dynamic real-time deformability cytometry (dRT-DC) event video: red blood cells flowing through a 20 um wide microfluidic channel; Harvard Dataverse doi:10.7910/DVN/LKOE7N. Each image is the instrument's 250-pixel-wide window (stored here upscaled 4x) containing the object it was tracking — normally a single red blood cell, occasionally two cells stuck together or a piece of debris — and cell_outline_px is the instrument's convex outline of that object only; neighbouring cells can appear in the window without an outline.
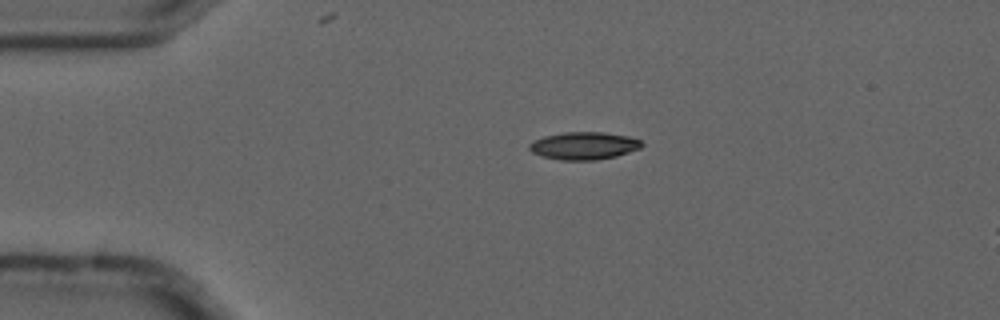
{"species": "common noctule bat (a hibernating species)", "species_latin": "Nyctalus noctula", "temperature_condition": "cold", "stored_images_in_passage": 3, "segment_of_instrument_passage": [1, 2], "camera_frame_rate_fps": 3000, "um_per_image_px": 0.085, "animal": {"sex": "male", "forearm_length_mm": 52.5}, "frame": {"image": 1, "passage_image": 1, "time_ms": 0.0, "image_size_px": [1000, 320], "cell_outline_px": [[644, 144], [640, 148], [616, 156], [596, 160], [560, 160], [544, 156], [532, 152], [528, 148], [528, 144], [544, 136], [564, 132], [604, 132], [628, 136], [640, 140]], "centroid_in_image_um": [49.64, 12.38], "position_along_channel_um": 35.4, "area_um2": 17.98}}